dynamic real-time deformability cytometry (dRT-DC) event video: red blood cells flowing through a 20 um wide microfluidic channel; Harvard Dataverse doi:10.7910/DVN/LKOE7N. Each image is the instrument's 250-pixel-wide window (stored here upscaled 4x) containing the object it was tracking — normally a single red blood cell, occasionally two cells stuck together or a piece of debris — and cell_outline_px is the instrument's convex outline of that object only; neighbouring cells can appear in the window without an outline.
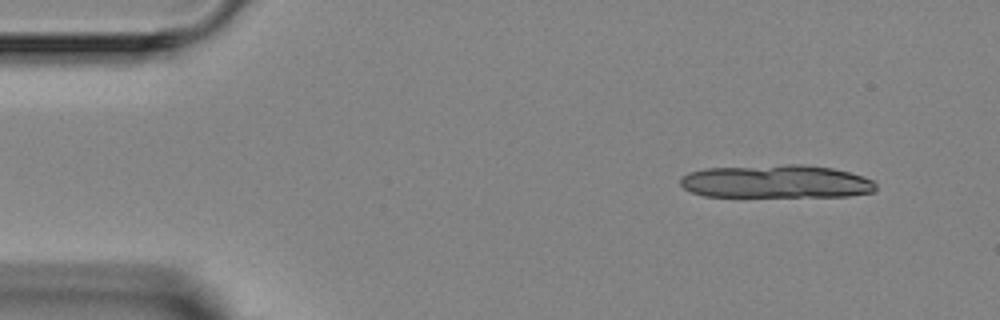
{"species": "Egyptian fruit bat (a non-hibernating species)", "species_latin": "Rousettus aegyptiacus", "temperature_condition": "room temperature", "stored_images_in_passage": 4, "camera_frame_rate_fps": 3000, "um_per_image_px": 0.085, "animal": {"sex": "female"}, "frame": {"image": 1, "passage_image": 4, "time_ms": 3.667, "image_size_px": [1000, 320], "cell_outline_px": [[876, 192], [848, 196], [704, 196], [692, 192], [684, 188], [680, 184], [680, 176], [688, 172], [704, 168], [788, 164], [804, 164], [832, 168], [864, 176], [872, 180], [876, 184]], "centroid_in_image_um": [65.97, 15.42], "position_along_channel_um": 19.0, "area_um2": 38.03}}